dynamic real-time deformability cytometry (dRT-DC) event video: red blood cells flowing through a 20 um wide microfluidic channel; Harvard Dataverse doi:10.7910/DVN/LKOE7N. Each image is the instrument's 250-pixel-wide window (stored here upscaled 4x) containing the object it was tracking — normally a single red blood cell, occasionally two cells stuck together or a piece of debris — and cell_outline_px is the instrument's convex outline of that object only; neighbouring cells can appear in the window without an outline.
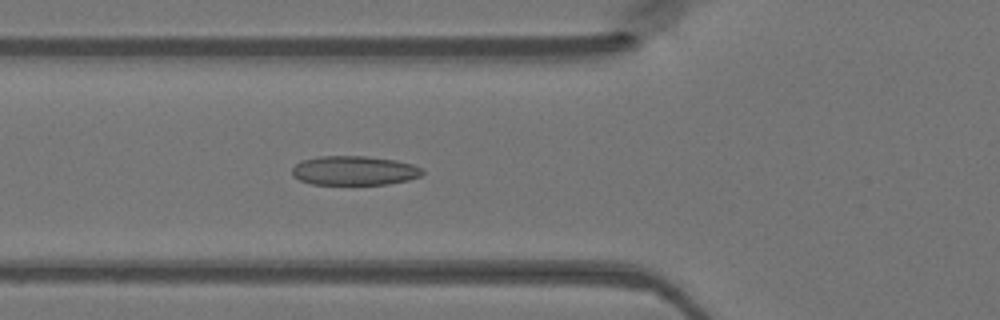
{"species": "Egyptian fruit bat (a non-hibernating species)", "species_latin": "Rousettus aegyptiacus", "temperature_condition": "warm", "stored_images_in_passage": 47, "camera_frame_rate_fps": 3000, "um_per_image_px": 0.085, "animal": {"sex": "female"}, "frame": {"image": 1, "passage_image": 17, "time_ms": 5.333, "image_size_px": [1000, 320], "cell_outline_px": [[424, 172], [420, 176], [408, 180], [388, 184], [312, 184], [300, 180], [292, 176], [292, 168], [300, 160], [320, 156], [364, 156], [396, 160], [412, 164], [424, 168]], "centroid_in_image_um": [30.11, 14.49], "position_along_channel_um": 95.7, "area_um2": 22.31}}
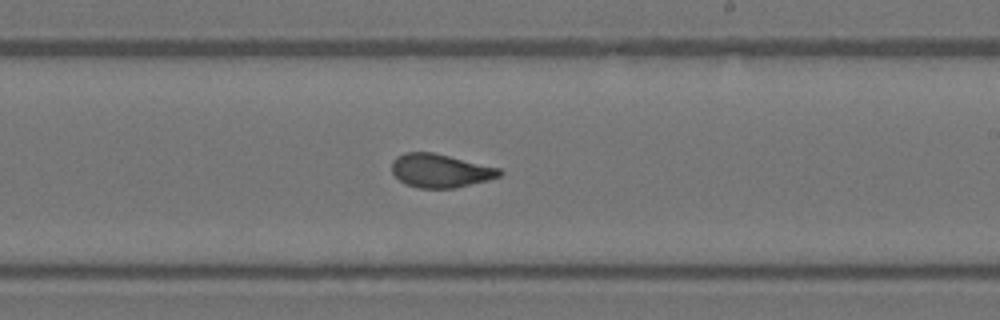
{"frame": {"image": 2, "passage_image": 28, "time_ms": 9.0, "image_size_px": [1000, 320], "cell_outline_px": [[504, 172], [500, 176], [488, 180], [456, 188], [420, 188], [408, 184], [400, 180], [392, 172], [392, 160], [396, 156], [404, 152], [432, 152], [500, 168]], "centroid_in_image_um": [37.43, 14.5], "position_along_channel_um": 251.6, "area_um2": 20.98}}
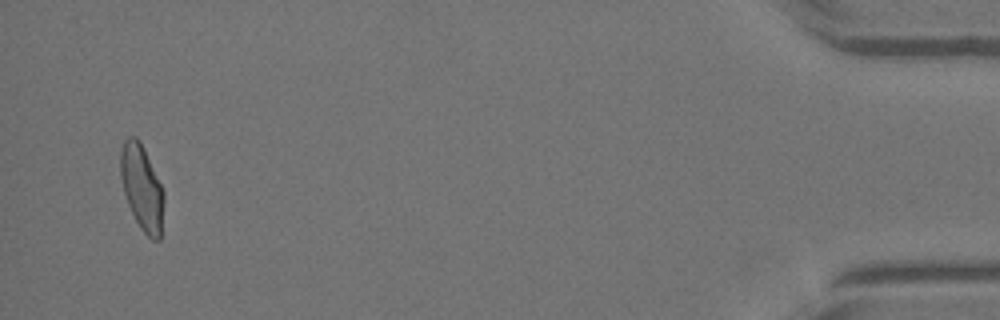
{"frame": {"image": 3, "passage_image": 46, "time_ms": 15.0, "image_size_px": [1000, 320], "cell_outline_px": [[164, 200], [160, 240], [152, 240], [140, 228], [128, 204], [124, 192], [120, 176], [120, 152], [124, 140], [128, 136], [136, 136], [144, 148], [164, 192]], "centroid_in_image_um": [12.05, 15.94], "position_along_channel_um": 423.1, "area_um2": 21.44}}